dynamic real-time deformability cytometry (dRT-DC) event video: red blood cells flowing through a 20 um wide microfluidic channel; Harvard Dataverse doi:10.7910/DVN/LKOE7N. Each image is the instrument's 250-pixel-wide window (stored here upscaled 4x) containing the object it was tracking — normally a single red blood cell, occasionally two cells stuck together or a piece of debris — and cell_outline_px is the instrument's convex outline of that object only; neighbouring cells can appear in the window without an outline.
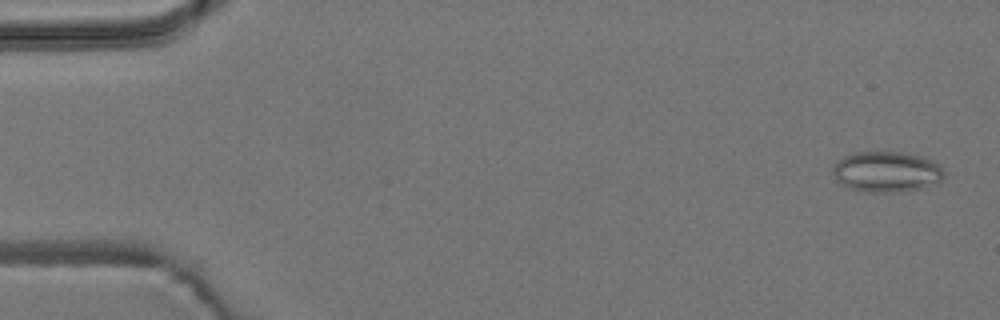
{"species": "common noctule bat (a hibernating species)", "species_latin": "Nyctalus noctula", "temperature_condition": "room temperature", "stored_images_in_passage": 54, "camera_frame_rate_fps": 3000, "um_per_image_px": 0.085, "animal": {"sex": "male", "body_mass_g": 19.2, "forearm_length_mm": 51.8}, "frame": {"image": 1, "passage_image": 2, "time_ms": 0.333, "image_size_px": [1000, 320], "cell_outline_px": [[944, 176], [936, 184], [920, 188], [900, 192], [868, 192], [848, 188], [836, 180], [832, 172], [832, 168], [836, 160], [852, 152], [900, 152], [920, 156], [932, 160], [940, 164], [944, 172]], "centroid_in_image_um": [75.34, 14.6], "position_along_channel_um": 9.7, "area_um2": 26.59}}
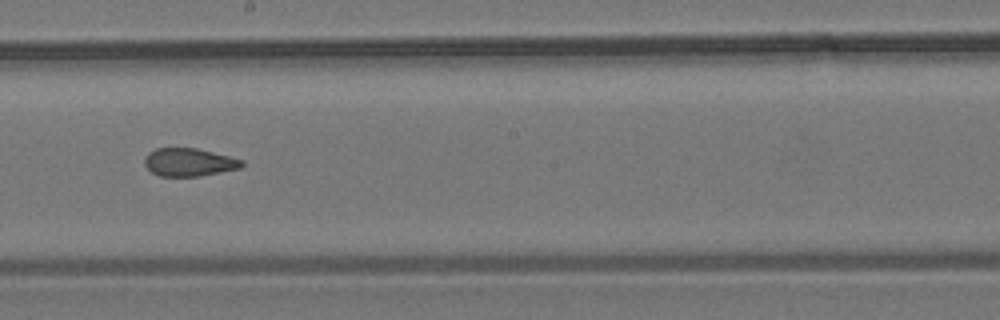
{"frame": {"image": 2, "passage_image": 30, "time_ms": 9.667, "image_size_px": [1000, 320], "cell_outline_px": [[244, 164], [240, 168], [196, 176], [160, 176], [152, 172], [144, 164], [144, 160], [148, 152], [156, 148], [196, 148], [244, 160]], "centroid_in_image_um": [16.04, 13.78], "position_along_channel_um": 232.2, "area_um2": 15.66}}
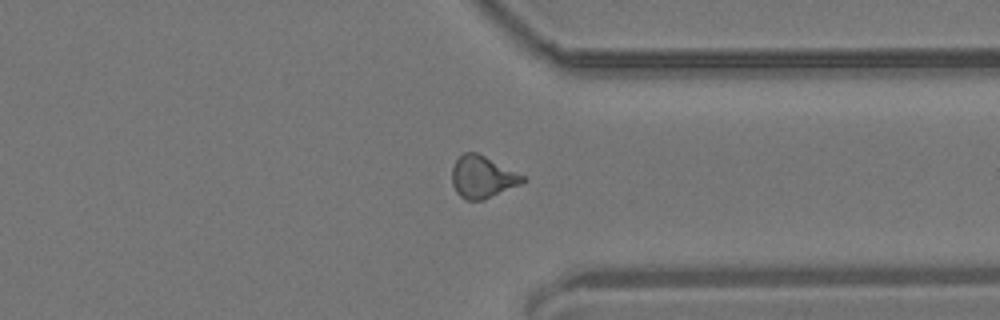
{"frame": {"image": 3, "passage_image": 41, "time_ms": 13.333, "image_size_px": [1000, 320], "cell_outline_px": [[528, 180], [520, 184], [484, 200], [464, 200], [456, 192], [452, 184], [452, 164], [464, 152], [476, 152], [528, 176]], "centroid_in_image_um": [41.03, 15.04], "position_along_channel_um": 370.4, "area_um2": 17.63}}